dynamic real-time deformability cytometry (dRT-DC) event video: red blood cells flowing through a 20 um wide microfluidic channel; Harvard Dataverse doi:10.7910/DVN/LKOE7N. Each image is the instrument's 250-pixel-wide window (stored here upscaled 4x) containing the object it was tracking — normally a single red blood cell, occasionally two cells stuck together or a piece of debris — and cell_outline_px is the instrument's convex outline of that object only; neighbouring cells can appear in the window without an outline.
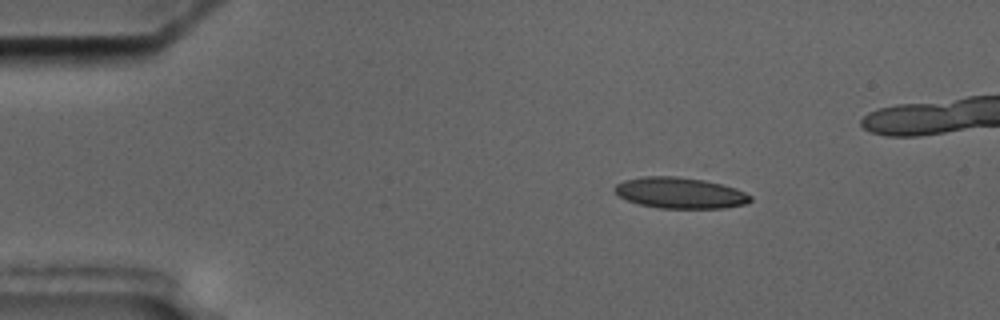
{"species": "common noctule bat (a hibernating species)", "species_latin": "Nyctalus noctula", "temperature_condition": "cold", "stored_images_in_passage": 4, "camera_frame_rate_fps": 3000, "um_per_image_px": 0.085, "animal": {"sex": "male", "body_mass_g": 17.5, "forearm_length_mm": 52.3}, "frame": {"image": 1, "passage_image": 1, "time_ms": 0.0, "image_size_px": [1000, 320], "cell_outline_px": [[752, 200], [748, 204], [720, 208], [660, 208], [640, 204], [628, 200], [620, 196], [612, 188], [616, 184], [624, 180], [644, 176], [696, 176], [736, 188], [752, 196]], "centroid_in_image_um": [57.85, 16.37], "position_along_channel_um": 27.1, "area_um2": 24.97}}